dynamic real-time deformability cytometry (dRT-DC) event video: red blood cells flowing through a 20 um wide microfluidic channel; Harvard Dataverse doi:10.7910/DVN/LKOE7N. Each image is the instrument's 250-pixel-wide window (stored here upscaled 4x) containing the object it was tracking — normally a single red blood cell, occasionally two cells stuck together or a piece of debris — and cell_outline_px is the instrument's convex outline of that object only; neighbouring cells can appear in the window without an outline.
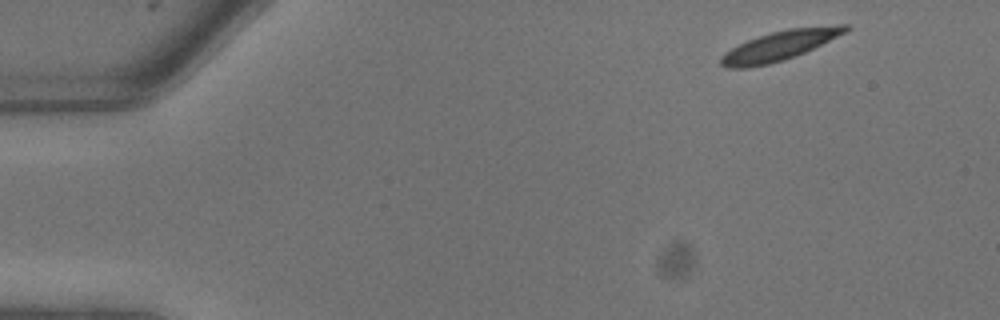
{"species": "common noctule bat (a hibernating species)", "species_latin": "Nyctalus noctula", "temperature_condition": "warm", "stored_images_in_passage": 4, "camera_frame_rate_fps": 3000, "um_per_image_px": 0.085, "animal": {"sex": "male", "body_mass_g": 13.3}, "frame": {"image": 1, "passage_image": 1, "time_ms": 0.0, "image_size_px": [1000, 320], "cell_outline_px": [[852, 28], [796, 56], [784, 60], [768, 64], [748, 68], [728, 68], [720, 64], [720, 56], [724, 52], [748, 40], [772, 32], [788, 28], [836, 24], [848, 24]], "centroid_in_image_um": [66.25, 3.87], "position_along_channel_um": 18.7, "area_um2": 21.27}}